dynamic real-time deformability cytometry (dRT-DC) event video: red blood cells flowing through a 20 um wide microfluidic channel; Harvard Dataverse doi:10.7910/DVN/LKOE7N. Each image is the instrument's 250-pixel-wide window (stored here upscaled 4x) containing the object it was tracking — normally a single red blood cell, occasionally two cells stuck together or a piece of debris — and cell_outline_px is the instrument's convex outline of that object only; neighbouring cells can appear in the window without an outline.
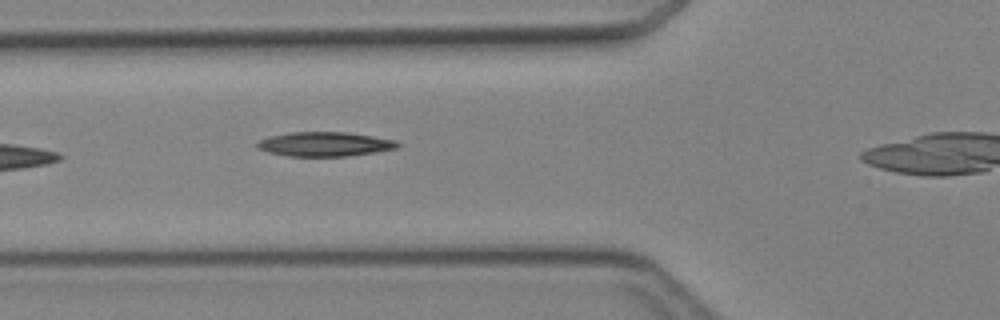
{"species": "Egyptian fruit bat (a non-hibernating species)", "species_latin": "Rousettus aegyptiacus", "temperature_condition": "cold", "stored_images_in_passage": 6, "camera_frame_rate_fps": 3000, "um_per_image_px": 0.085, "animal": {"sex": "female"}, "frame": {"image": 1, "passage_image": 5, "time_ms": 5.0, "image_size_px": [1000, 320], "cell_outline_px": [[400, 148], [348, 156], [288, 156], [268, 152], [256, 148], [256, 144], [260, 140], [268, 136], [288, 132], [348, 132], [396, 140], [400, 144]], "centroid_in_image_um": [27.6, 12.25], "position_along_channel_um": 98.2, "area_um2": 20.06}}